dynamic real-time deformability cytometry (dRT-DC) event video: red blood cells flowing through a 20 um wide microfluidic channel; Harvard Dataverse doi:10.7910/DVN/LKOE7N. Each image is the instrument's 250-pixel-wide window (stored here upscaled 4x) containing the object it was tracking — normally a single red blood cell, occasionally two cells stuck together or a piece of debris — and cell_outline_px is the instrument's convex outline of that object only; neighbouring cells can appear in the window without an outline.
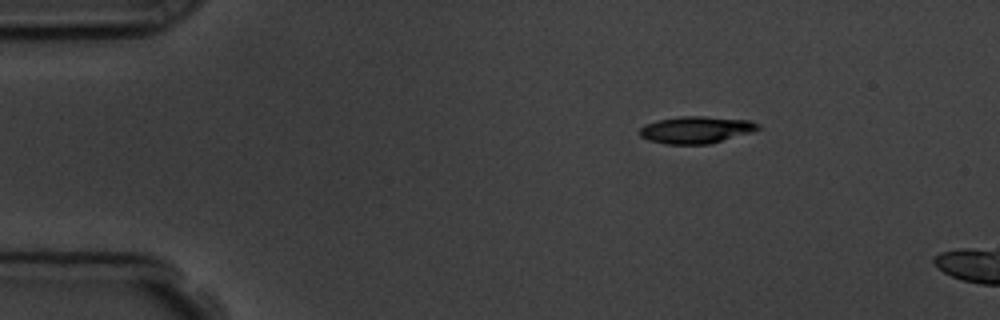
{"species": "common noctule bat (a hibernating species)", "species_latin": "Nyctalus noctula", "temperature_condition": "room temperature", "stored_images_in_passage": 4, "camera_frame_rate_fps": 3000, "um_per_image_px": 0.085, "animal": {"sex": "male", "body_mass_g": 19.5, "forearm_length_mm": 54.6}, "frame": {"image": 1, "passage_image": 3, "time_ms": 2.0, "image_size_px": [1000, 320], "cell_outline_px": [[760, 128], [752, 132], [708, 144], [668, 144], [648, 140], [640, 136], [636, 132], [644, 124], [656, 120], [680, 116], [704, 116], [752, 120], [760, 124]], "centroid_in_image_um": [59.14, 11.02], "position_along_channel_um": 25.9, "area_um2": 18.84}}